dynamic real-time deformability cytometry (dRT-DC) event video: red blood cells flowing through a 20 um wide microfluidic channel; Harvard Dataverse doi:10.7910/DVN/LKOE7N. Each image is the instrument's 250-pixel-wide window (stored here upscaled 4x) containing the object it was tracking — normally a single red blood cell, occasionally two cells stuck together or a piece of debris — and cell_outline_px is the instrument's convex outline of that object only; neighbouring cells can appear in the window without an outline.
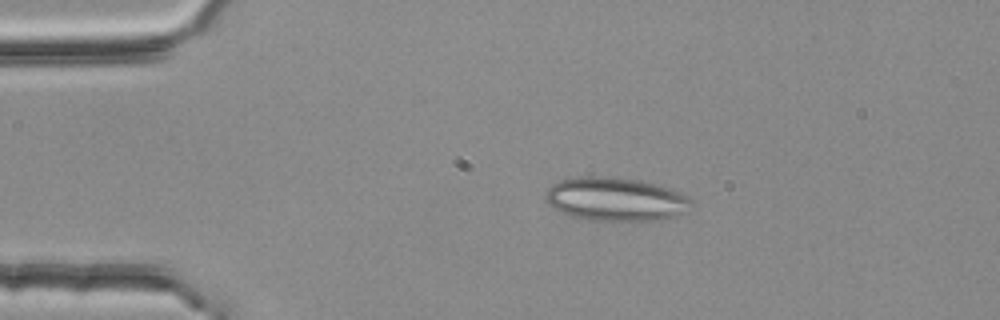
{"species": "common noctule bat (a hibernating species)", "species_latin": "Nyctalus noctula", "temperature_condition": "room temperature", "stored_images_in_passage": 2, "camera_frame_rate_fps": 3000, "um_per_image_px": 0.085, "animal": {"sex": "female", "body_mass_g": 25.1}, "frame": {"image": 1, "passage_image": 1, "time_ms": 0.0, "image_size_px": [1000, 320], "cell_outline_px": [[692, 204], [684, 212], [672, 216], [652, 220], [592, 220], [572, 216], [552, 208], [544, 196], [548, 188], [552, 184], [560, 180], [576, 176], [604, 176], [640, 180], [656, 184], [680, 192], [688, 196], [692, 200]], "centroid_in_image_um": [52.29, 16.91], "position_along_channel_um": 32.7, "area_um2": 36.76}}